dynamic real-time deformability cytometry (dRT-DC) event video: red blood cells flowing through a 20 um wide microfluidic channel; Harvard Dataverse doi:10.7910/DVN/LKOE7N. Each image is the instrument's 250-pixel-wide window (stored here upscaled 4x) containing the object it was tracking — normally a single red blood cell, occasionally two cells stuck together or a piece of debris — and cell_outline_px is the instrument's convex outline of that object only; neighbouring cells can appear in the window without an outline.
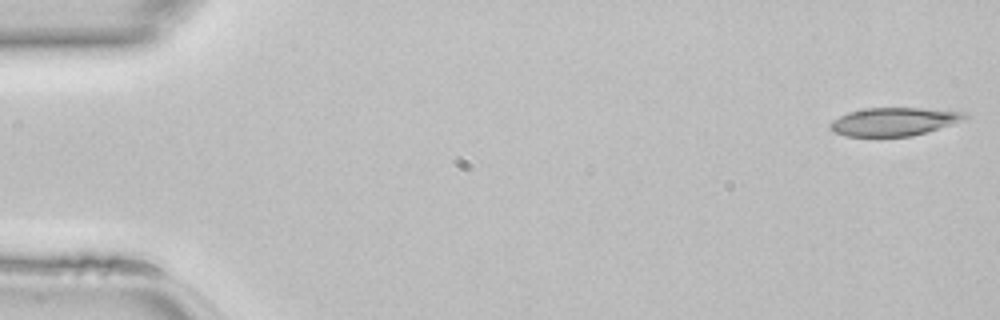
{"species": "common noctule bat (a hibernating species)", "species_latin": "Nyctalus noctula", "temperature_condition": "room temperature", "stored_images_in_passage": 12, "camera_frame_rate_fps": 3000, "um_per_image_px": 0.085, "animal": {"sex": "female", "body_mass_g": 22.7, "forearm_length_mm": 54.2}, "frame": {"image": 1, "passage_image": 1, "time_ms": 0.0, "image_size_px": [1000, 320], "cell_outline_px": [[968, 120], [928, 132], [912, 136], [848, 136], [832, 132], [828, 124], [832, 120], [848, 112], [868, 108], [924, 108], [968, 112]], "centroid_in_image_um": [76.06, 10.34], "position_along_channel_um": 8.9, "area_um2": 22.48}}